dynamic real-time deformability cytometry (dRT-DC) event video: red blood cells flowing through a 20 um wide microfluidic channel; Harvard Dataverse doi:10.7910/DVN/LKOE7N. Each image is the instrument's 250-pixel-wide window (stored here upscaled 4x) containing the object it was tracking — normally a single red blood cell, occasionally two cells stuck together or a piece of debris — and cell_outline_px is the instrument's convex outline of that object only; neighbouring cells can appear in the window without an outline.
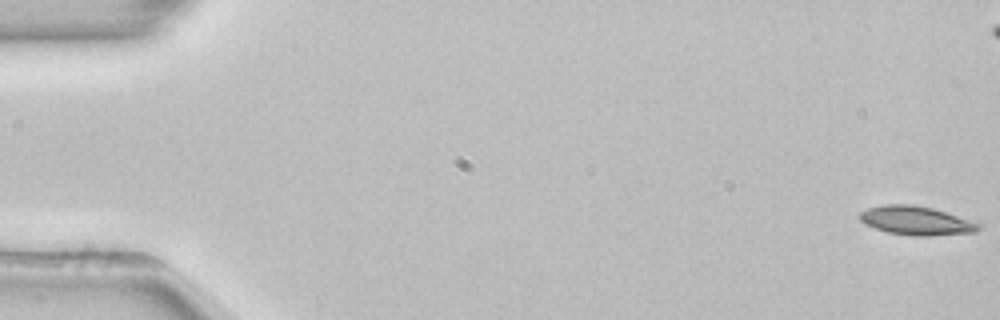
{"species": "common noctule bat (a hibernating species)", "species_latin": "Nyctalus noctula", "temperature_condition": "room temperature", "stored_images_in_passage": 55, "camera_frame_rate_fps": 3000, "um_per_image_px": 0.085, "animal": {"sex": "female", "body_mass_g": 22.7, "forearm_length_mm": 54.2}, "frame": {"image": 1, "passage_image": 1, "time_ms": 0.0, "image_size_px": [1000, 320], "cell_outline_px": [[984, 224], [976, 232], [928, 236], [912, 236], [888, 232], [864, 224], [860, 220], [860, 212], [868, 208], [884, 204], [912, 204], [932, 208]], "centroid_in_image_um": [77.9, 18.75], "position_along_channel_um": 7.1, "area_um2": 20.0}}
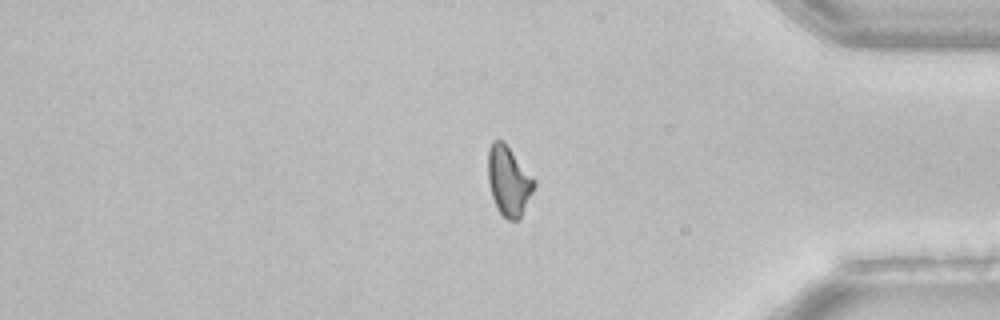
{"frame": {"image": 2, "passage_image": 45, "time_ms": 14.667, "image_size_px": [1000, 320], "cell_outline_px": [[536, 184], [520, 220], [508, 220], [496, 208], [488, 184], [488, 148], [492, 140], [504, 140], [536, 180]], "centroid_in_image_um": [43.24, 15.36], "position_along_channel_um": 392.0, "area_um2": 19.02}, "authors_computed_cell_mechanics": {"area_um2": 19.4786, "velocity_mm_per_s": 3.8548, "shape_relaxation_time_tau1_ms": 4.3736, "shape_relaxation_time_tau2_ms": null, "deformation_change_tau1": 0.1244, "deformation_change_tau2": null}}